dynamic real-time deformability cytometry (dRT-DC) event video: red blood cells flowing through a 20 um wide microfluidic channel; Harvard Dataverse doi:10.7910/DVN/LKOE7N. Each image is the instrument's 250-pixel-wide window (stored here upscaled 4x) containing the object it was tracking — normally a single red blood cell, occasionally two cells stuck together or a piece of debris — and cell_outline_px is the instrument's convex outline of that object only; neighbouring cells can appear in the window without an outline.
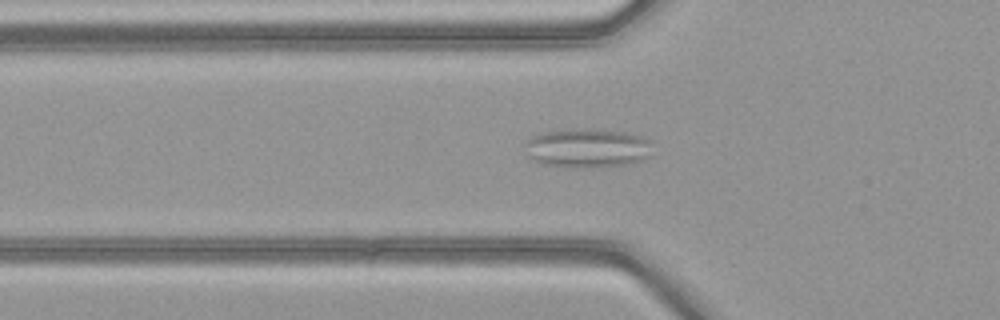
{"species": "common noctule bat (a hibernating species)", "species_latin": "Nyctalus noctula", "temperature_condition": "warm", "stored_images_in_passage": 50, "camera_frame_rate_fps": 3000, "um_per_image_px": 0.085, "animal": {"sex": "female", "body_mass_g": 21.9}, "frame": {"image": 1, "passage_image": 17, "time_ms": 5.333, "image_size_px": [1000, 320], "cell_outline_px": [[652, 156], [644, 160], [628, 164], [592, 168], [564, 168], [544, 164], [532, 160], [528, 156], [524, 144], [532, 136], [544, 132], [584, 128], [592, 128], [624, 132], [640, 136], [652, 140]], "centroid_in_image_um": [49.97, 12.6], "position_along_channel_um": 75.8, "area_um2": 29.77}}
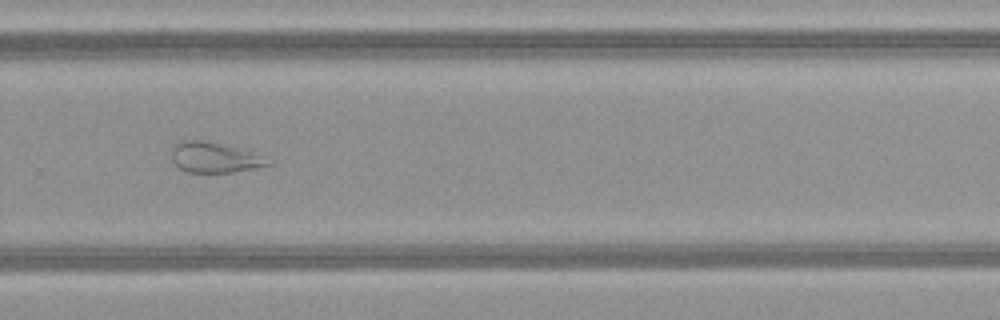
{"frame": {"image": 2, "passage_image": 34, "time_ms": 11.0, "image_size_px": [1000, 320], "cell_outline_px": [[276, 160], [272, 164], [232, 172], [184, 172], [172, 160], [172, 148], [180, 140], [204, 140], [236, 148]], "centroid_in_image_um": [18.23, 13.39], "position_along_channel_um": 311.6, "area_um2": 16.88}}
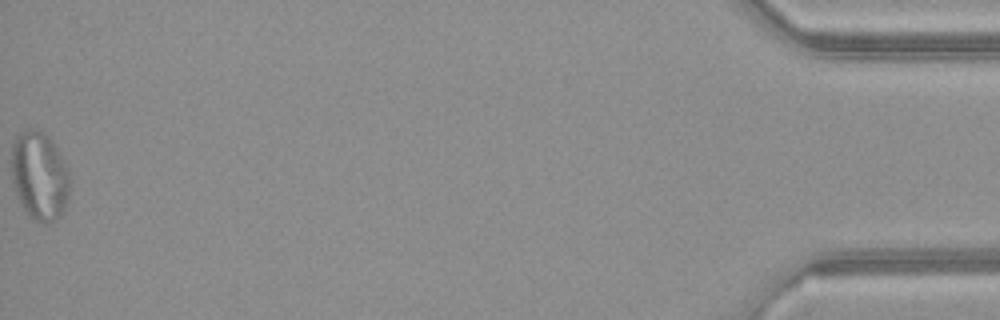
{"frame": {"image": 3, "passage_image": 50, "time_ms": 16.333, "image_size_px": [1000, 320], "cell_outline_px": [[72, 180], [68, 200], [60, 216], [48, 224], [40, 224], [32, 220], [28, 216], [20, 204], [12, 180], [12, 144], [16, 136], [20, 132], [28, 128], [32, 128], [48, 136], [52, 140], [64, 160], [68, 168]], "centroid_in_image_um": [3.38, 14.98], "position_along_channel_um": 431.8, "area_um2": 30.75}, "authors_computed_cell_mechanics": {"area_um2": 25.5765, "velocity_mm_per_s": 4.1379, "shape_relaxation_time_tau1_ms": null, "shape_relaxation_time_tau2_ms": 1.713, "deformation_change_tau1": null, "deformation_change_tau2": 0.0963}}